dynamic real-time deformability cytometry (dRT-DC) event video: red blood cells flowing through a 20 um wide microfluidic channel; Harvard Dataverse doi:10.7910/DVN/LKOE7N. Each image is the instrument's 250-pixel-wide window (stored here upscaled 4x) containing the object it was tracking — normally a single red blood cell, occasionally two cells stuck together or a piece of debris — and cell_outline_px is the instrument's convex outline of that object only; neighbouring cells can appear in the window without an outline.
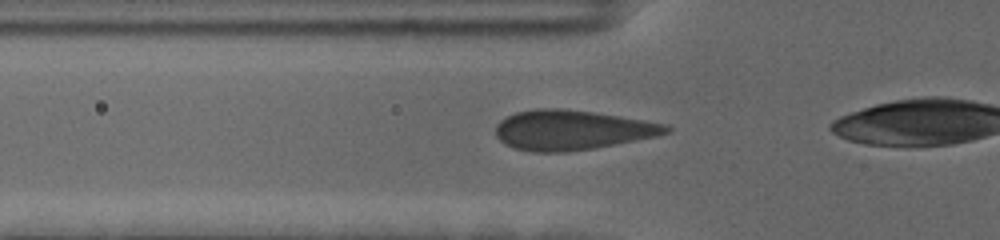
{"species": "human", "species_latin": "Homo sapiens", "temperature_condition": "cold", "stored_images_in_passage": 11, "camera_frame_rate_fps": 3000, "um_per_image_px": 0.085, "donor": {"sex": "female"}, "frame": {"image": 1, "passage_image": 5, "time_ms": 1.333, "image_size_px": [1000, 240], "cell_outline_px": [[672, 132], [656, 136], [596, 148], [568, 152], [532, 152], [512, 148], [504, 144], [496, 136], [496, 124], [500, 120], [516, 112], [536, 108], [560, 108], [592, 112], [668, 124], [672, 128]], "centroid_in_image_um": [48.6, 11.06], "position_along_channel_um": 77.2, "area_um2": 39.71}}
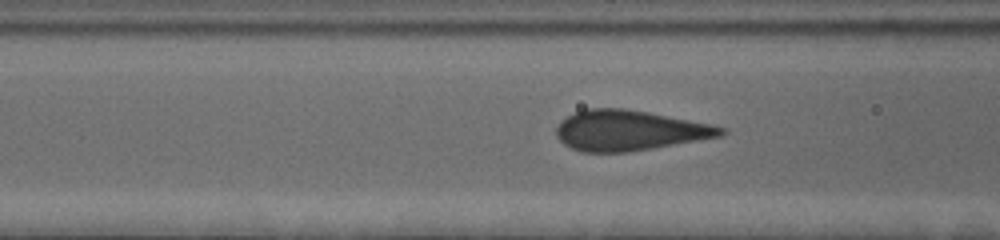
{"frame": {"image": 2, "passage_image": 8, "time_ms": 2.333, "image_size_px": [1000, 240], "cell_outline_px": [[728, 132], [720, 136], [652, 148], [628, 152], [584, 152], [572, 148], [564, 144], [556, 136], [556, 128], [568, 116], [584, 108], [624, 108], [648, 112], [712, 124], [728, 128]], "centroid_in_image_um": [53.51, 11.08], "position_along_channel_um": 113.1, "area_um2": 38.44}}